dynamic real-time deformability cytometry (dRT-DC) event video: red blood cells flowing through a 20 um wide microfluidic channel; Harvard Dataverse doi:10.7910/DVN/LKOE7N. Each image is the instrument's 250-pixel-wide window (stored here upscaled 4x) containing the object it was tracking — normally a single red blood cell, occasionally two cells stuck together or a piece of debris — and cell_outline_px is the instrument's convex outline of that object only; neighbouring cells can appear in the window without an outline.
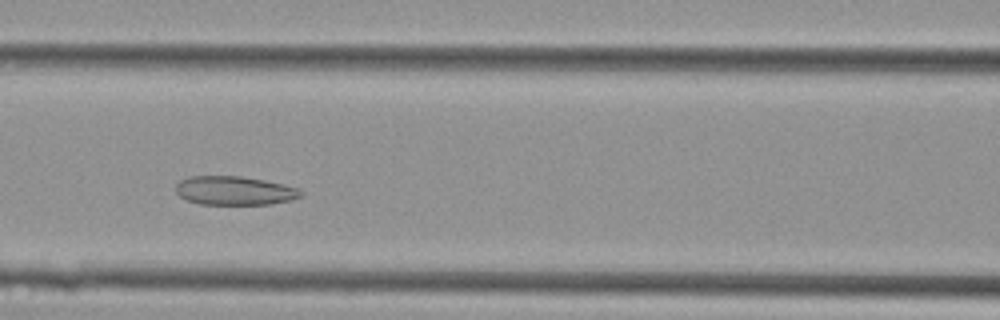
{"species": "Egyptian fruit bat (a non-hibernating species)", "species_latin": "Rousettus aegyptiacus", "temperature_condition": "cold", "stored_images_in_passage": 38, "camera_frame_rate_fps": 3000, "um_per_image_px": 0.085, "animal": {"sex": "female"}, "frame": {"image": 1, "passage_image": 13, "time_ms": 4.0, "image_size_px": [1000, 320], "cell_outline_px": [[304, 192], [300, 196], [292, 200], [272, 204], [200, 204], [188, 200], [180, 196], [176, 192], [176, 184], [180, 180], [188, 176], [240, 176], [264, 180], [284, 184], [296, 188]], "centroid_in_image_um": [19.93, 16.2], "position_along_channel_um": 146.7, "area_um2": 20.98}}
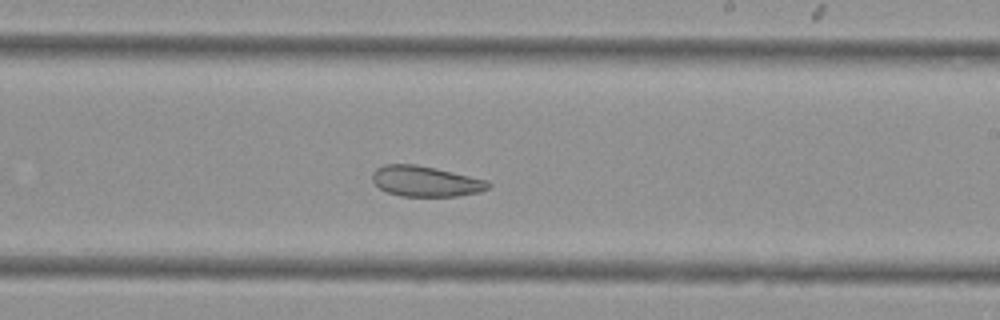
{"frame": {"image": 2, "passage_image": 20, "time_ms": 6.333, "image_size_px": [1000, 320], "cell_outline_px": [[492, 184], [488, 188], [480, 192], [456, 196], [400, 196], [388, 192], [380, 188], [372, 180], [372, 172], [376, 168], [384, 164], [416, 164], [436, 168], [488, 180]], "centroid_in_image_um": [36.18, 15.4], "position_along_channel_um": 252.8, "area_um2": 20.69}}
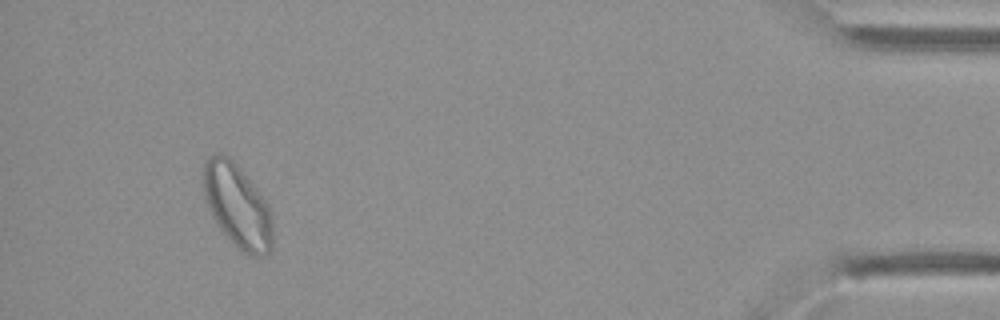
{"frame": {"image": 3, "passage_image": 35, "time_ms": 11.333, "image_size_px": [1000, 320], "cell_outline_px": [[272, 248], [264, 256], [252, 256], [244, 252], [228, 240], [216, 224], [208, 208], [204, 196], [200, 176], [204, 160], [208, 156], [216, 152], [220, 152], [228, 156], [240, 168], [256, 188], [268, 204], [272, 212]], "centroid_in_image_um": [20.13, 17.46], "position_along_channel_um": 415.1, "area_um2": 34.45}}